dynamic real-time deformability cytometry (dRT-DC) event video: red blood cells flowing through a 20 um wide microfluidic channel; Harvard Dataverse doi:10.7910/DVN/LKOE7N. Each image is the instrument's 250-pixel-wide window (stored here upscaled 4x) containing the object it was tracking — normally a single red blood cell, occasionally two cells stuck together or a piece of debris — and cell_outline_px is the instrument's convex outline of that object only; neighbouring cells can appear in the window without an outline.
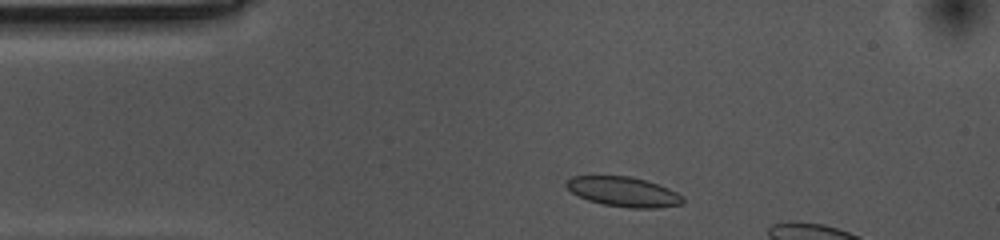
{"species": "common noctule bat (a hibernating species)", "species_latin": "Nyctalus noctula", "temperature_condition": "cold", "stored_images_in_passage": 36, "camera_frame_rate_fps": 3000, "um_per_image_px": 0.085, "animal": {"sex": "female", "body_mass_g": 10.0, "forearm_length_mm": 53.1}, "frame": {"image": 1, "passage_image": 3, "time_ms": 0.667, "image_size_px": [1000, 240], "cell_outline_px": [[684, 204], [660, 208], [628, 208], [604, 204], [588, 200], [572, 192], [564, 184], [572, 176], [632, 176], [668, 188], [684, 196]], "centroid_in_image_um": [53.04, 16.31], "position_along_channel_um": 32.0, "area_um2": 20.17}}
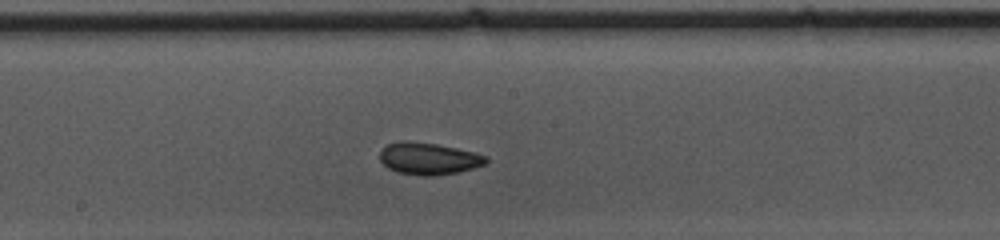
{"frame": {"image": 2, "passage_image": 21, "time_ms": 6.667, "image_size_px": [1000, 240], "cell_outline_px": [[488, 160], [484, 164], [472, 168], [456, 172], [436, 176], [420, 176], [400, 172], [388, 168], [380, 160], [380, 148], [388, 144], [404, 140], [408, 140], [436, 144], [476, 152], [488, 156]], "centroid_in_image_um": [36.42, 13.47], "position_along_channel_um": 211.8, "area_um2": 19.83}}
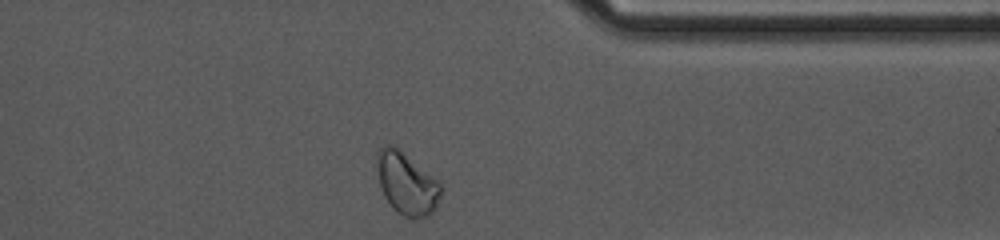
{"frame": {"image": 3, "passage_image": 36, "time_ms": 11.667, "image_size_px": [1000, 240], "cell_outline_px": [[444, 188], [432, 212], [424, 216], [404, 216], [396, 212], [384, 196], [380, 184], [376, 160], [376, 152], [384, 144], [392, 144], [432, 176]], "centroid_in_image_um": [34.53, 15.57], "position_along_channel_um": 376.9, "area_um2": 22.54}, "authors_computed_cell_mechanics": {"area_um2": 19.7098, "velocity_mm_per_s": 3.5165, "shape_relaxation_time_tau1_ms": 4.6273, "shape_relaxation_time_tau2_ms": 1.705, "deformation_change_tau1": 0.0801, "deformation_change_tau2": 0.052}}